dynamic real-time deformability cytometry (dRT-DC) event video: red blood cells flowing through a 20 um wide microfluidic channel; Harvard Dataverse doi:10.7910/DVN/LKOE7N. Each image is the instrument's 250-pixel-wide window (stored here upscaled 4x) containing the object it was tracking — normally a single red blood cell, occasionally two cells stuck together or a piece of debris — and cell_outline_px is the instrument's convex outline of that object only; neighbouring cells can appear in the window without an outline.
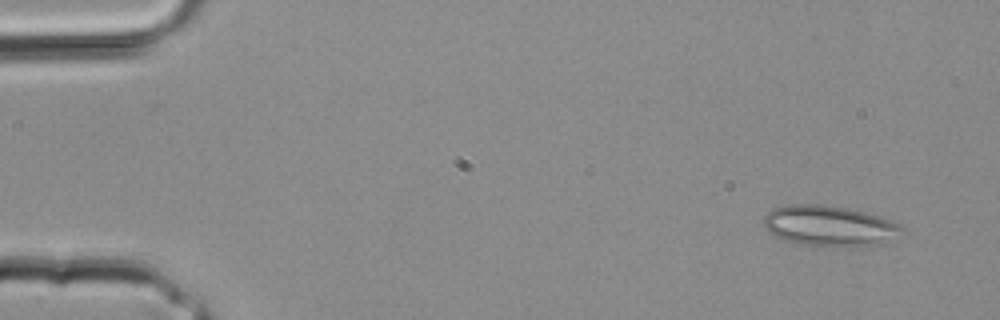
{"species": "common noctule bat (a hibernating species)", "species_latin": "Nyctalus noctula", "temperature_condition": "room temperature", "stored_images_in_passage": 3, "camera_frame_rate_fps": 3000, "um_per_image_px": 0.085, "animal": {"sex": "male", "body_mass_g": 20.4}, "frame": {"image": 1, "passage_image": 1, "time_ms": 0.0, "image_size_px": [1000, 320], "cell_outline_px": [[904, 228], [884, 240], [852, 248], [824, 248], [804, 244], [788, 240], [776, 236], [768, 232], [764, 228], [764, 216], [768, 212], [776, 208], [788, 204], [824, 204], [848, 208], [864, 212], [900, 224]], "centroid_in_image_um": [70.39, 19.2], "position_along_channel_um": 14.6, "area_um2": 32.25}}